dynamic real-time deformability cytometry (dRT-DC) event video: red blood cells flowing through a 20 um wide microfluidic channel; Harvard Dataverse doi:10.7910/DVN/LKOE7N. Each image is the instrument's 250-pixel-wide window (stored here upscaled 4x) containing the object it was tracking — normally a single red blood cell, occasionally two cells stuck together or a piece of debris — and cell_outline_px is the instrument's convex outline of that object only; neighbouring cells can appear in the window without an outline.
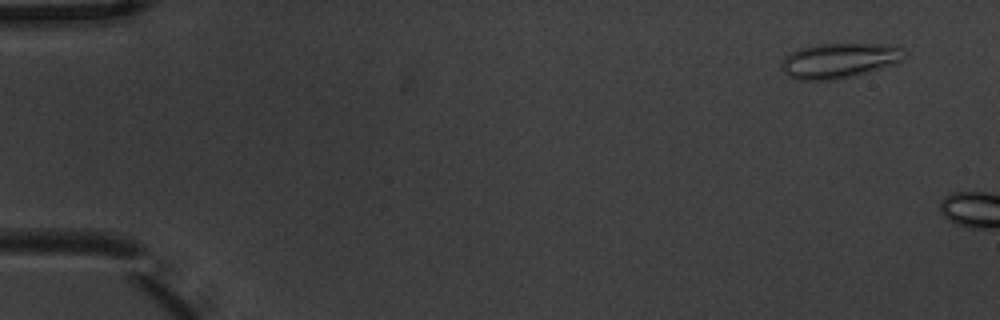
{"species": "common noctule bat (a hibernating species)", "species_latin": "Nyctalus noctula", "temperature_condition": "warm", "stored_images_in_passage": 3, "camera_frame_rate_fps": 3000, "um_per_image_px": 0.085, "animal": {"sex": "male", "body_mass_g": 20.1, "forearm_length_mm": 53.5}, "frame": {"image": 1, "passage_image": 1, "time_ms": 0.0, "image_size_px": [1000, 320], "cell_outline_px": [[904, 60], [868, 72], [852, 76], [832, 80], [796, 80], [788, 76], [780, 68], [780, 64], [784, 56], [800, 48], [812, 44], [896, 44], [900, 48]], "centroid_in_image_um": [71.27, 5.14], "position_along_channel_um": 13.7, "area_um2": 25.14}}